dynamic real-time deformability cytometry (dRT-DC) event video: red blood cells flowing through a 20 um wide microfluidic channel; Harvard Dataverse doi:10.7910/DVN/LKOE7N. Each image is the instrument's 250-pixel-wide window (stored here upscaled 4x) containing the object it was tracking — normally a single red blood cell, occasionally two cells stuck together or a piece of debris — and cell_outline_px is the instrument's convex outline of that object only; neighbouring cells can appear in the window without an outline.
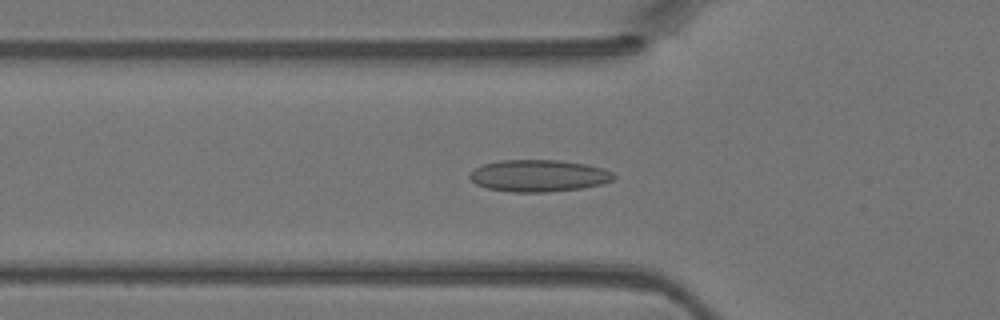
{"species": "Egyptian fruit bat (a non-hibernating species)", "species_latin": "Rousettus aegyptiacus", "temperature_condition": "warm", "stored_images_in_passage": 36, "camera_frame_rate_fps": 3000, "um_per_image_px": 0.085, "animal": {"sex": "female"}, "frame": {"image": 1, "passage_image": 6, "time_ms": 1.667, "image_size_px": [1000, 320], "cell_outline_px": [[616, 176], [612, 180], [600, 184], [580, 188], [544, 192], [512, 192], [488, 188], [476, 184], [468, 176], [476, 168], [484, 164], [500, 160], [560, 160], [584, 164], [604, 168], [612, 172]], "centroid_in_image_um": [45.79, 14.93], "position_along_channel_um": 80.0, "area_um2": 26.53}}
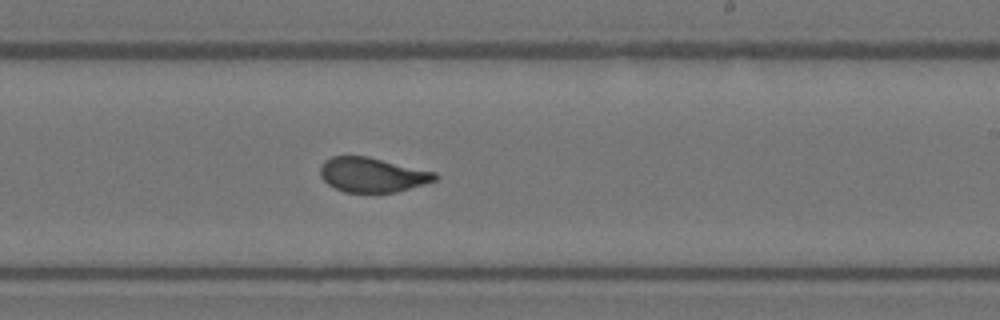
{"frame": {"image": 2, "passage_image": 18, "time_ms": 5.667, "image_size_px": [1000, 320], "cell_outline_px": [[440, 176], [436, 180], [424, 184], [396, 192], [344, 192], [328, 184], [320, 176], [320, 164], [324, 160], [332, 156], [368, 156], [436, 172]], "centroid_in_image_um": [31.64, 14.85], "position_along_channel_um": 257.4, "area_um2": 23.24}}
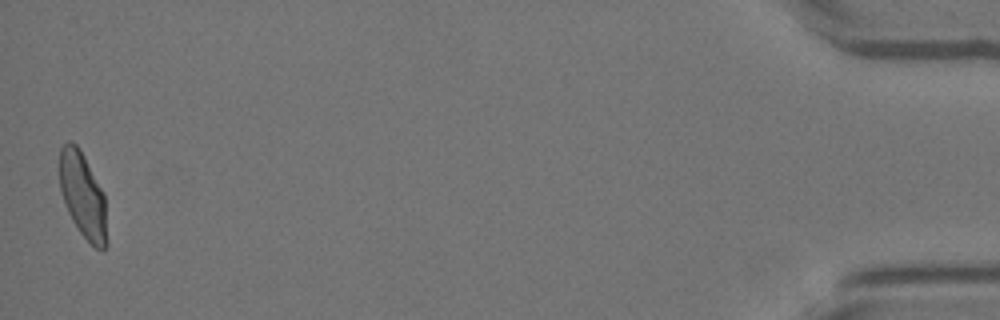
{"frame": {"image": 3, "passage_image": 36, "time_ms": 11.667, "image_size_px": [1000, 320], "cell_outline_px": [[108, 244], [104, 248], [96, 248], [80, 232], [72, 220], [68, 212], [60, 192], [60, 148], [68, 140], [72, 140], [80, 148], [104, 192], [108, 240]], "centroid_in_image_um": [7.05, 16.58], "position_along_channel_um": 428.1, "area_um2": 23.76}}